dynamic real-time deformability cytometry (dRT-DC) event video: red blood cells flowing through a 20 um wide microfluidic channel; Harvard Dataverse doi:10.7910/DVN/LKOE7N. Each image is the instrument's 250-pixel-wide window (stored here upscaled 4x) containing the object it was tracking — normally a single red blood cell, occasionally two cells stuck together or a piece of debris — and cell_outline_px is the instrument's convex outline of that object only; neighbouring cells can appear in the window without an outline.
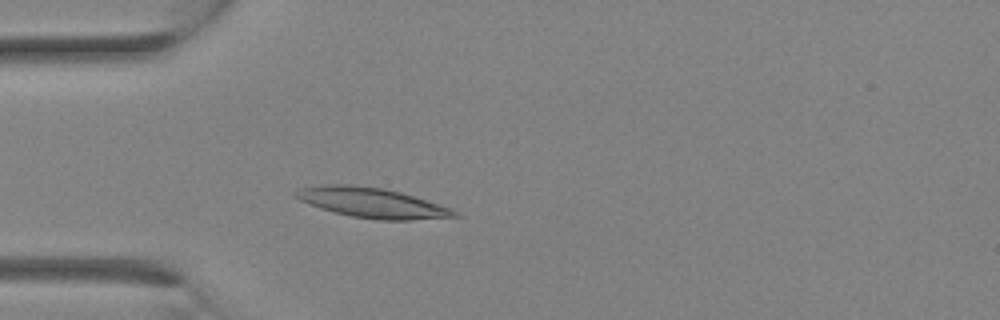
{"species": "Egyptian fruit bat (a non-hibernating species)", "species_latin": "Rousettus aegyptiacus", "temperature_condition": "room temperature", "stored_images_in_passage": 11, "camera_frame_rate_fps": 3000, "um_per_image_px": 0.085, "animal": {"sex": "female"}, "frame": {"image": 1, "passage_image": 7, "time_ms": 2.0, "image_size_px": [1000, 320], "cell_outline_px": [[460, 216], [412, 220], [380, 220], [352, 216], [320, 208], [308, 204], [292, 196], [292, 192], [300, 188], [324, 184], [352, 184], [384, 188], [400, 192], [440, 204], [452, 208], [460, 212]], "centroid_in_image_um": [31.62, 17.22], "position_along_channel_um": 53.4, "area_um2": 27.92}}
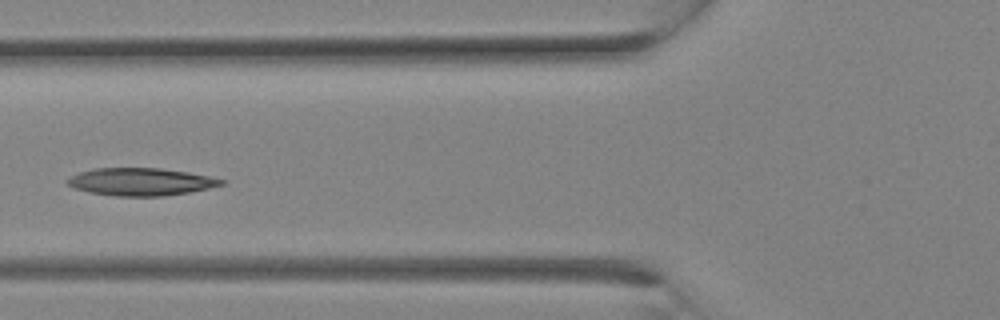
{"frame": {"image": 2, "passage_image": 10, "time_ms": 3.0, "image_size_px": [1000, 320], "cell_outline_px": [[224, 184], [208, 188], [188, 192], [160, 196], [116, 196], [88, 192], [76, 188], [68, 184], [64, 180], [80, 172], [96, 168], [160, 168], [188, 172], [208, 176], [224, 180]], "centroid_in_image_um": [11.94, 15.45], "position_along_channel_um": 113.9, "area_um2": 24.45}}